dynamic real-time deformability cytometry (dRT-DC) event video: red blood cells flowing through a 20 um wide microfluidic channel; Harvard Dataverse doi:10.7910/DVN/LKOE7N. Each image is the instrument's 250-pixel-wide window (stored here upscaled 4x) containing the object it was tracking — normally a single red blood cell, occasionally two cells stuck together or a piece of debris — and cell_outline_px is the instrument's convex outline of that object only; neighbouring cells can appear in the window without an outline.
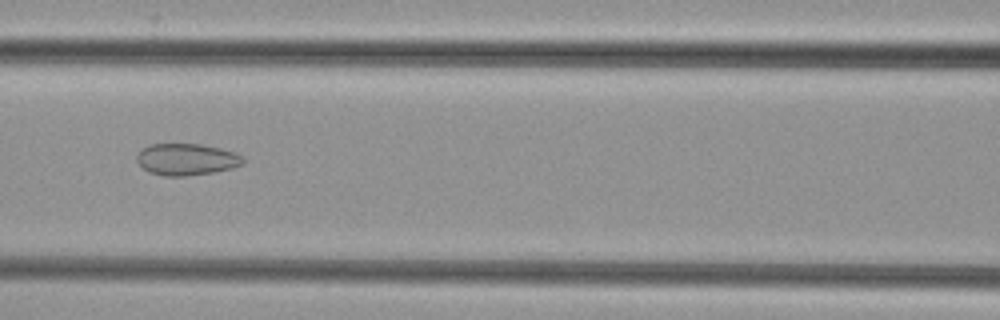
{"species": "common noctule bat (a hibernating species)", "species_latin": "Nyctalus noctula", "temperature_condition": "cold", "stored_images_in_passage": 23, "camera_frame_rate_fps": 3000, "um_per_image_px": 0.085, "animal": {"sex": "female", "body_mass_g": 29.2, "forearm_length_mm": 56.3}, "frame": {"image": 1, "passage_image": 12, "time_ms": 3.667, "image_size_px": [1000, 320], "cell_outline_px": [[244, 164], [232, 168], [212, 172], [188, 176], [164, 176], [148, 172], [136, 160], [136, 156], [148, 144], [200, 144], [220, 148], [236, 152], [244, 156]], "centroid_in_image_um": [15.89, 13.55], "position_along_channel_um": 150.7, "area_um2": 19.71}}
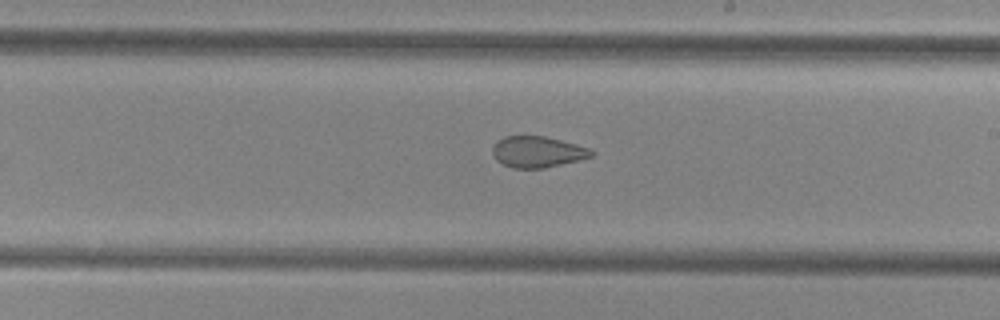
{"frame": {"image": 2, "passage_image": 19, "time_ms": 6.0, "image_size_px": [1000, 320], "cell_outline_px": [[596, 152], [592, 156], [544, 168], [512, 168], [496, 160], [492, 152], [492, 148], [504, 136], [544, 136], [592, 148]], "centroid_in_image_um": [45.71, 12.9], "position_along_channel_um": 243.3, "area_um2": 17.74}}
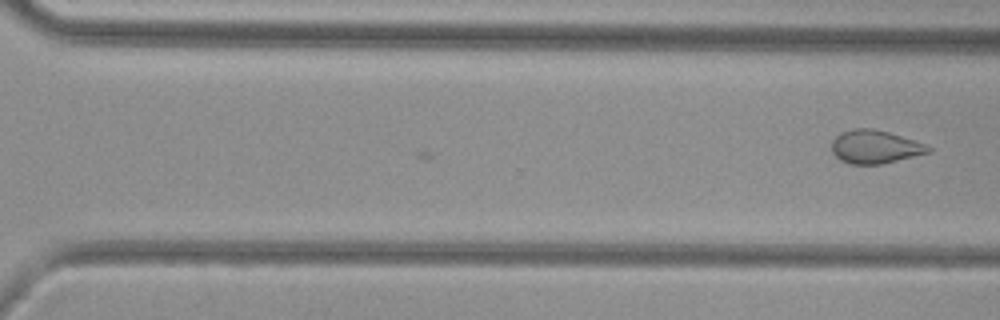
{"frame": {"image": 3, "passage_image": 23, "time_ms": 7.333, "image_size_px": [1000, 320], "cell_outline_px": [[932, 152], [880, 164], [852, 164], [840, 160], [832, 152], [832, 140], [840, 132], [856, 128], [872, 128], [888, 132], [924, 144], [932, 148]], "centroid_in_image_um": [74.35, 12.48], "position_along_channel_um": 296.3, "area_um2": 18.55}}